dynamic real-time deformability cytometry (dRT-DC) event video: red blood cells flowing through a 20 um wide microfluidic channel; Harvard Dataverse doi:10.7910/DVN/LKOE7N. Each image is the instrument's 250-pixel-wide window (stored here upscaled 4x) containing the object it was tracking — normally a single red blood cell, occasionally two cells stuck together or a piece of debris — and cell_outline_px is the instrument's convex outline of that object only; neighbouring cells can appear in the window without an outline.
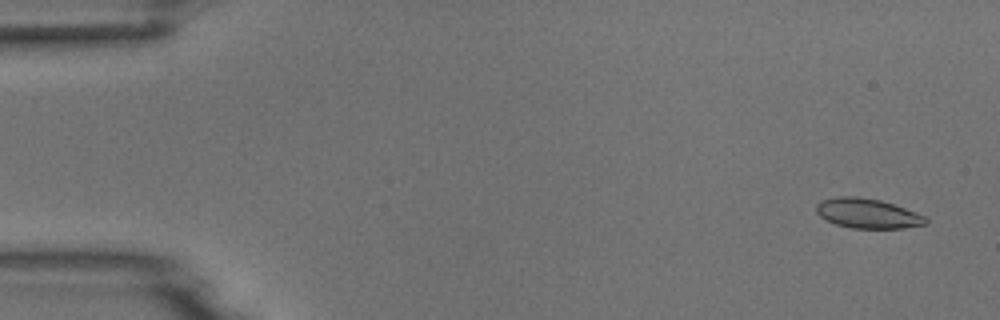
{"species": "common noctule bat (a hibernating species)", "species_latin": "Nyctalus noctula", "temperature_condition": "room temperature", "stored_images_in_passage": 4, "camera_frame_rate_fps": 3000, "um_per_image_px": 0.085, "animal": {"sex": "male", "body_mass_g": 18.8}, "frame": {"image": 1, "passage_image": 1, "time_ms": 0.0, "image_size_px": [1000, 320], "cell_outline_px": [[928, 224], [904, 228], [852, 228], [836, 224], [820, 216], [816, 212], [816, 204], [820, 200], [836, 196], [856, 196], [880, 200], [904, 208], [924, 216], [928, 220]], "centroid_in_image_um": [73.72, 18.13], "position_along_channel_um": 11.3, "area_um2": 18.9}}
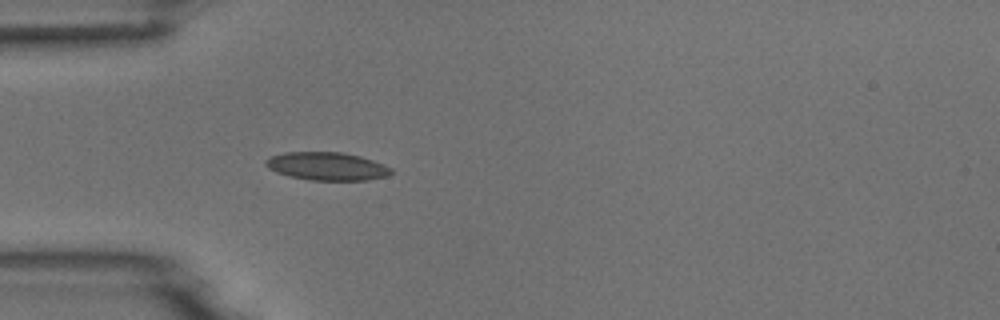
{"frame": {"image": 2, "passage_image": 4, "time_ms": 4.333, "image_size_px": [1000, 320], "cell_outline_px": [[392, 172], [388, 176], [368, 180], [312, 180], [288, 176], [276, 172], [268, 168], [264, 164], [264, 160], [272, 156], [284, 152], [344, 152], [360, 156], [384, 164], [392, 168]], "centroid_in_image_um": [27.79, 14.13], "position_along_channel_um": 57.2, "area_um2": 20.63}}